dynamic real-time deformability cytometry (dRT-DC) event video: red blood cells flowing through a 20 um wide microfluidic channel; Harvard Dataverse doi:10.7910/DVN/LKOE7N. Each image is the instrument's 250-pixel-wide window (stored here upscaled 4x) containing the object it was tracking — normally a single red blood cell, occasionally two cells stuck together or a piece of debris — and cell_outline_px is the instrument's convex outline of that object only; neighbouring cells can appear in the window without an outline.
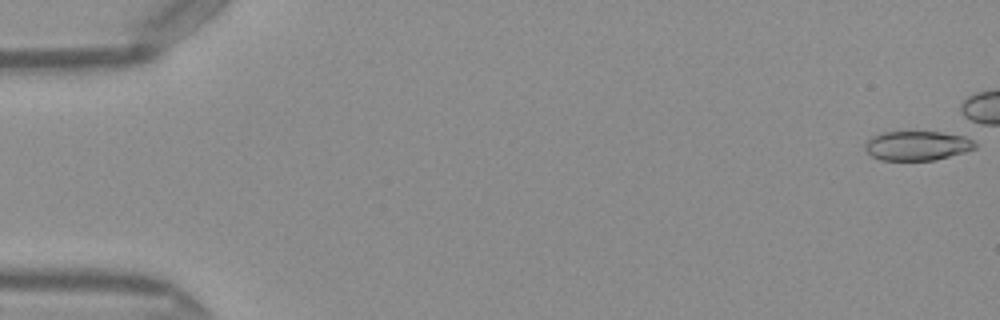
{"species": "Egyptian fruit bat (a non-hibernating species)", "species_latin": "Rousettus aegyptiacus", "temperature_condition": "warm", "stored_images_in_passage": 40, "camera_frame_rate_fps": 3000, "um_per_image_px": 0.085, "frame": {"image": 1, "passage_image": 1, "time_ms": 0.0, "image_size_px": [1000, 320], "cell_outline_px": [[976, 148], [964, 152], [932, 160], [880, 160], [872, 156], [864, 148], [864, 144], [872, 136], [884, 132], [940, 132], [964, 136], [972, 140], [976, 144]], "centroid_in_image_um": [77.94, 12.38], "position_along_channel_um": 7.1, "area_um2": 18.67}}
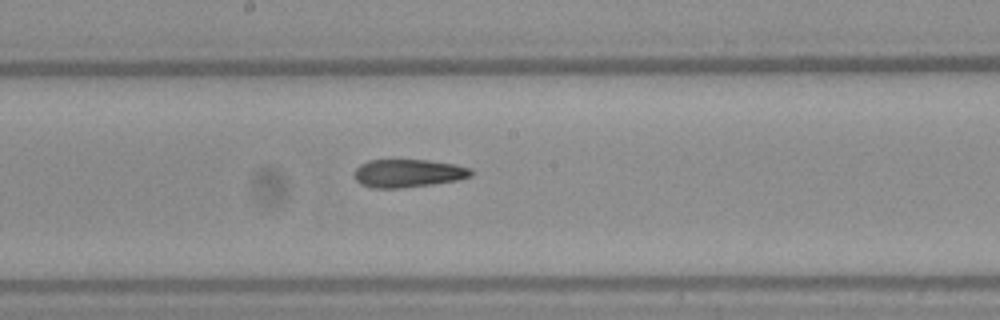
{"frame": {"image": 2, "passage_image": 27, "time_ms": 8.667, "image_size_px": [1000, 320], "cell_outline_px": [[472, 176], [460, 180], [432, 184], [400, 188], [372, 188], [360, 184], [356, 180], [356, 168], [360, 164], [368, 160], [428, 160], [456, 164], [472, 168]], "centroid_in_image_um": [34.73, 14.72], "position_along_channel_um": 213.5, "area_um2": 19.19}}
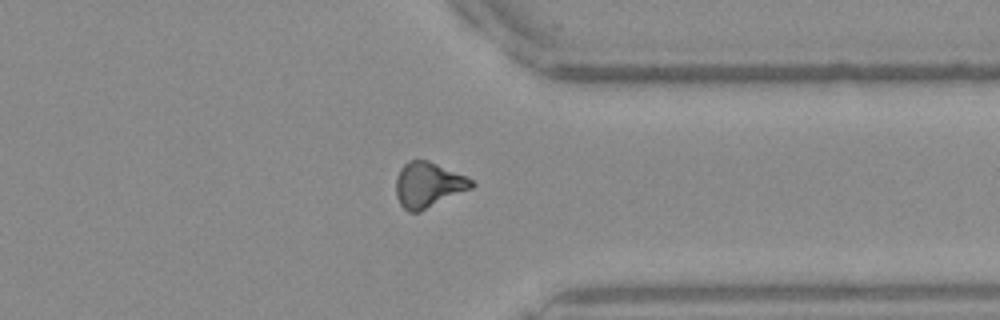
{"frame": {"image": 3, "passage_image": 39, "time_ms": 12.667, "image_size_px": [1000, 320], "cell_outline_px": [[476, 184], [472, 188], [420, 212], [408, 212], [400, 204], [396, 196], [396, 176], [400, 168], [408, 160], [428, 160], [464, 176], [472, 180]], "centroid_in_image_um": [36.37, 15.72], "position_along_channel_um": 375.0, "area_um2": 19.88}}